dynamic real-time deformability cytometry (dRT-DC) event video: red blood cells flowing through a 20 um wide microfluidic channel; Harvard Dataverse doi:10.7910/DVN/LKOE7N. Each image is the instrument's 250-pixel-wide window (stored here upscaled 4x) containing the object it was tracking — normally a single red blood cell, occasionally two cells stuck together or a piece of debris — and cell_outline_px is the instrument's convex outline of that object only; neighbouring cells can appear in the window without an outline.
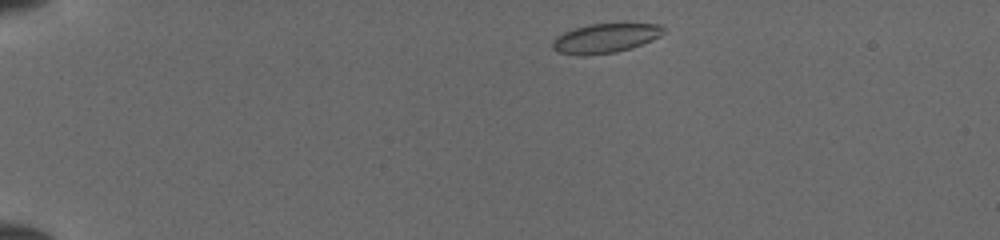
{"species": "common noctule bat (a hibernating species)", "species_latin": "Nyctalus noctula", "temperature_condition": "cold", "stored_images_in_passage": 42, "camera_frame_rate_fps": 3000, "um_per_image_px": 0.085, "animal": {"sex": "female", "body_mass_g": 19.5, "forearm_length_mm": 54.1}, "frame": {"image": 1, "passage_image": 2, "time_ms": 0.333, "image_size_px": [1000, 240], "cell_outline_px": [[664, 32], [660, 36], [652, 40], [632, 48], [616, 52], [584, 56], [576, 56], [556, 52], [552, 48], [552, 40], [556, 36], [572, 28], [592, 24], [660, 24], [664, 28]], "centroid_in_image_um": [51.4, 3.27], "position_along_channel_um": 33.6, "area_um2": 19.19}}
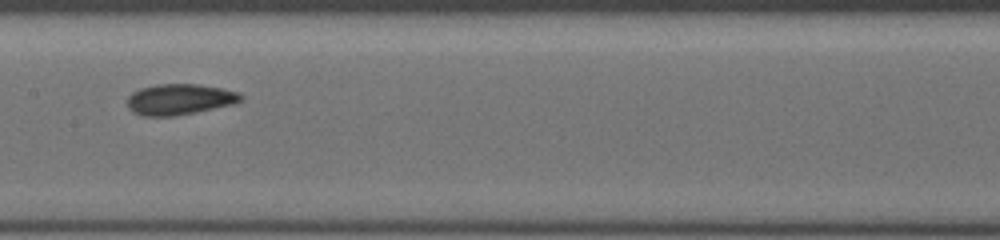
{"frame": {"image": 2, "passage_image": 19, "time_ms": 6.0, "image_size_px": [1000, 240], "cell_outline_px": [[244, 100], [236, 104], [176, 116], [140, 116], [132, 112], [128, 108], [128, 96], [132, 92], [140, 88], [156, 84], [196, 84], [220, 88], [240, 92], [244, 96]], "centroid_in_image_um": [15.29, 8.45], "position_along_channel_um": 192.1, "area_um2": 20.75}}
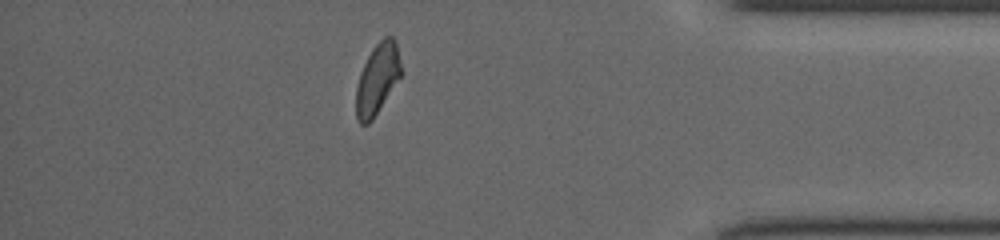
{"frame": {"image": 3, "passage_image": 36, "time_ms": 11.667, "image_size_px": [1000, 240], "cell_outline_px": [[400, 76], [372, 120], [368, 124], [360, 124], [356, 120], [356, 88], [360, 72], [372, 48], [384, 36], [392, 36], [396, 44], [400, 64]], "centroid_in_image_um": [32.04, 6.72], "position_along_channel_um": 403.2, "area_um2": 18.09}}